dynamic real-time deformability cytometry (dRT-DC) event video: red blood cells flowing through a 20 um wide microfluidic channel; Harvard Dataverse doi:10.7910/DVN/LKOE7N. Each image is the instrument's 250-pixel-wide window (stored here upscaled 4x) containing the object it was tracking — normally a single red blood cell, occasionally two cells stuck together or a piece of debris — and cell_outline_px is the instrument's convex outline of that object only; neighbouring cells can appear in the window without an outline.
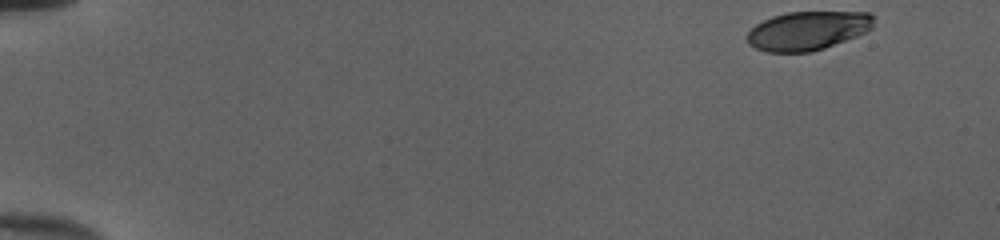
{"species": "human", "species_latin": "Homo sapiens", "temperature_condition": "cold", "stored_images_in_passage": 49, "camera_frame_rate_fps": 3000, "um_per_image_px": 0.085, "donor": {"sex": "female"}, "frame": {"image": 1, "passage_image": 1, "time_ms": 0.0, "image_size_px": [1000, 240], "cell_outline_px": [[872, 28], [856, 36], [824, 48], [812, 52], [768, 52], [756, 48], [748, 44], [748, 32], [756, 24], [772, 16], [788, 12], [868, 12], [872, 16]], "centroid_in_image_um": [68.63, 2.61], "position_along_channel_um": 16.4, "area_um2": 28.38}}
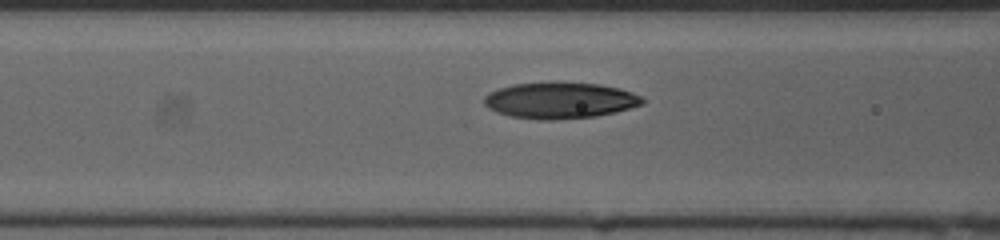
{"frame": {"image": 2, "passage_image": 20, "time_ms": 6.333, "image_size_px": [1000, 240], "cell_outline_px": [[644, 104], [616, 112], [596, 116], [552, 120], [540, 120], [508, 116], [496, 112], [488, 108], [484, 104], [484, 96], [488, 92], [512, 84], [600, 84], [620, 88], [632, 92], [640, 96], [644, 100]], "centroid_in_image_um": [47.59, 8.57], "position_along_channel_um": 119.0, "area_um2": 32.95}}
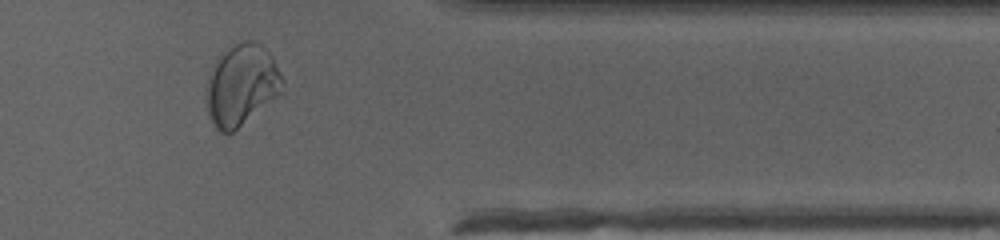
{"frame": {"image": 3, "passage_image": 41, "time_ms": 13.333, "image_size_px": [1000, 240], "cell_outline_px": [[284, 84], [280, 92], [276, 96], [232, 132], [220, 132], [216, 128], [208, 116], [204, 96], [204, 92], [208, 76], [212, 64], [216, 56], [220, 52], [240, 40], [252, 40], [260, 44], [272, 56], [284, 80]], "centroid_in_image_um": [20.46, 7.17], "position_along_channel_um": 390.9, "area_um2": 36.3}, "authors_computed_cell_mechanics": {"area_um2": 32.368, "velocity_mm_per_s": 4.0253, "shape_relaxation_time_tau1_ms": 3.8979, "shape_relaxation_time_tau2_ms": 1.2656, "deformation_change_tau1": 0.1764, "deformation_change_tau2": 0.0584}}